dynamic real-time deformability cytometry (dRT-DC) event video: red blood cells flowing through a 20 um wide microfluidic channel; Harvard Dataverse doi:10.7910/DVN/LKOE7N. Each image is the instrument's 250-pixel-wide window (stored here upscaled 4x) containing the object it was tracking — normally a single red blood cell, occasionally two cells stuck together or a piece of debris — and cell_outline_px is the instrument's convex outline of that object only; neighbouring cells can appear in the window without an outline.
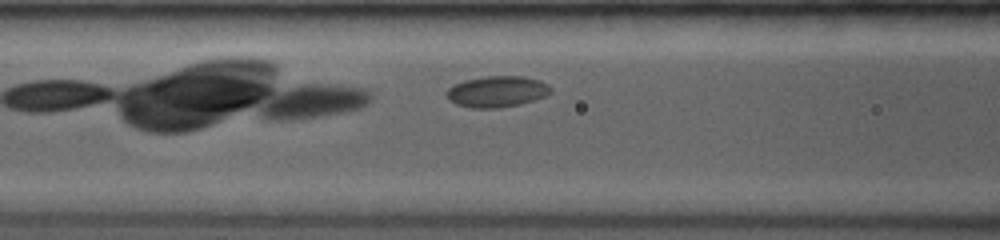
{"species": "common noctule bat (a hibernating species)", "species_latin": "Nyctalus noctula", "temperature_condition": "room temperature", "stored_images_in_passage": 16, "camera_frame_rate_fps": 3500, "um_per_image_px": 0.085, "animal": {"sex": "female", "body_mass_g": 19.0, "forearm_length_mm": 53.3}, "frame": {"image": 1, "passage_image": 7, "time_ms": 2.286, "image_size_px": [1000, 240], "cell_outline_px": [[552, 92], [544, 96], [520, 104], [500, 108], [472, 108], [456, 104], [448, 100], [448, 88], [452, 84], [464, 80], [484, 76], [524, 76], [540, 80], [548, 84], [552, 88]], "centroid_in_image_um": [42.25, 7.77], "position_along_channel_um": 124.4, "area_um2": 19.02}}
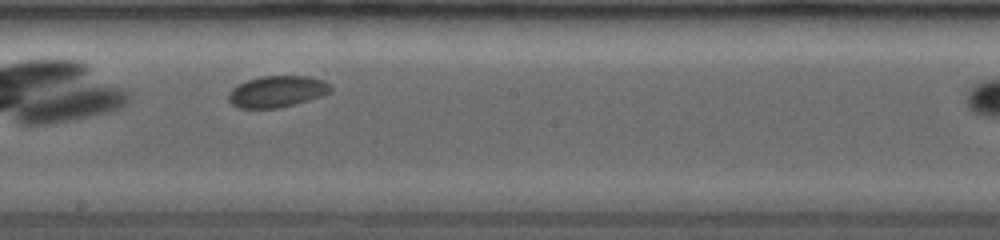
{"frame": {"image": 2, "passage_image": 14, "time_ms": 4.857, "image_size_px": [1000, 240], "cell_outline_px": [[332, 92], [296, 104], [276, 108], [240, 108], [232, 104], [228, 100], [228, 92], [232, 88], [248, 80], [260, 76], [308, 76], [324, 80], [332, 84]], "centroid_in_image_um": [23.58, 7.77], "position_along_channel_um": 224.6, "area_um2": 18.79}}